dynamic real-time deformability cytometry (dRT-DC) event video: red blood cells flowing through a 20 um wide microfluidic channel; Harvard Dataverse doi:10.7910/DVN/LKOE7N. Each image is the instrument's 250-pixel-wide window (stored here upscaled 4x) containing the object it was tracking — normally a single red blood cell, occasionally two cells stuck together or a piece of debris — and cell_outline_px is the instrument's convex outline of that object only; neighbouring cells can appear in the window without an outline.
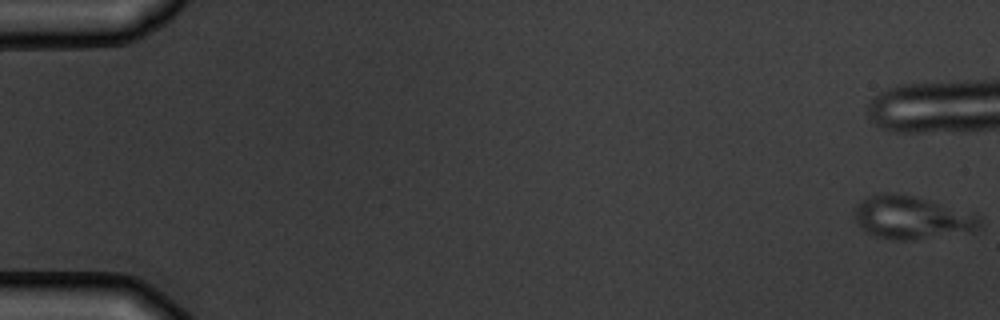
{"species": "common noctule bat (a hibernating species)", "species_latin": "Nyctalus noctula", "temperature_condition": "warm", "stored_images_in_passage": 10, "camera_frame_rate_fps": 3000, "um_per_image_px": 0.085, "animal": {"sex": "male", "body_mass_g": 19.5, "forearm_length_mm": 54.6}, "frame": {"image": 1, "passage_image": 1, "time_ms": 0.0, "image_size_px": [1000, 320], "cell_outline_px": [[984, 224], [976, 232], [916, 240], [888, 240], [876, 236], [860, 228], [856, 220], [856, 204], [860, 200], [876, 192], [896, 192], [976, 212], [980, 216]], "centroid_in_image_um": [77.59, 18.5], "position_along_channel_um": 7.4, "area_um2": 32.43}}